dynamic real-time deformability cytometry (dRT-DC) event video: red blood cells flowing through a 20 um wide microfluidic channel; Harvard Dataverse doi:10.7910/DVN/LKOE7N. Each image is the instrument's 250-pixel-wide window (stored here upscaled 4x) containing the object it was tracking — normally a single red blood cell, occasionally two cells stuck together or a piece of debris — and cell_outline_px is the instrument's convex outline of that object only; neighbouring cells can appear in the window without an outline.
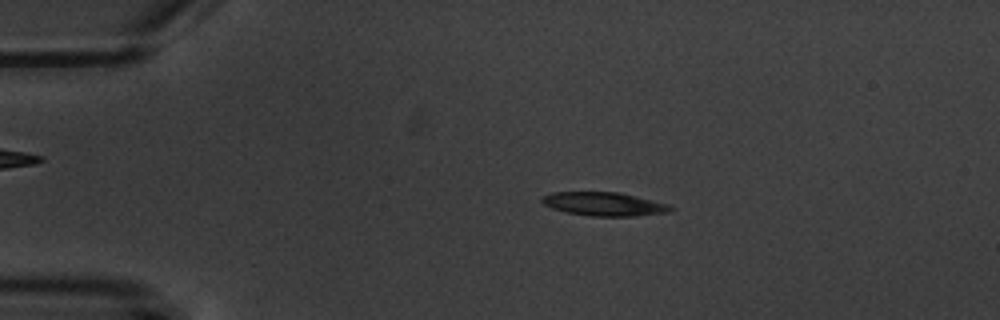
{"species": "common noctule bat (a hibernating species)", "species_latin": "Nyctalus noctula", "temperature_condition": "warm", "stored_images_in_passage": 6, "camera_frame_rate_fps": 3000, "um_per_image_px": 0.085, "animal": {"sex": "male", "body_mass_g": 20.1, "forearm_length_mm": 53.5}, "frame": {"image": 1, "passage_image": 3, "time_ms": 2.333, "image_size_px": [1000, 320], "cell_outline_px": [[676, 208], [672, 212], [636, 216], [592, 216], [564, 212], [552, 208], [544, 204], [540, 200], [544, 196], [552, 192], [620, 192], [668, 204]], "centroid_in_image_um": [51.39, 17.35], "position_along_channel_um": 33.6, "area_um2": 17.8}}
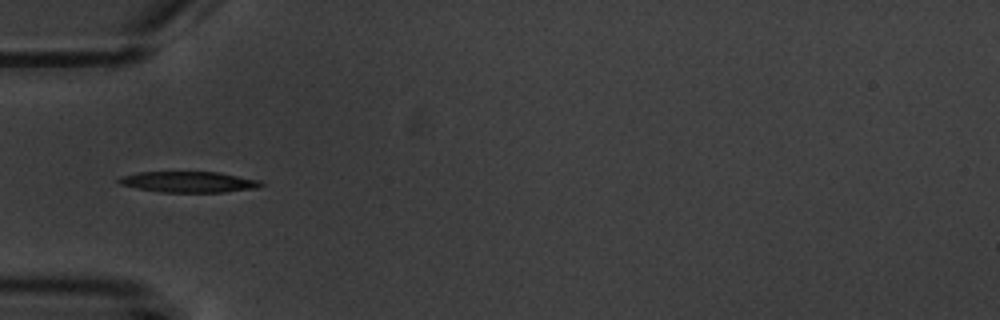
{"frame": {"image": 2, "passage_image": 5, "time_ms": 4.667, "image_size_px": [1000, 320], "cell_outline_px": [[264, 184], [256, 188], [224, 192], [160, 192], [136, 188], [120, 184], [116, 180], [120, 176], [136, 172], [220, 172], [260, 180]], "centroid_in_image_um": [16.01, 15.46], "position_along_channel_um": 69.0, "area_um2": 17.4}}